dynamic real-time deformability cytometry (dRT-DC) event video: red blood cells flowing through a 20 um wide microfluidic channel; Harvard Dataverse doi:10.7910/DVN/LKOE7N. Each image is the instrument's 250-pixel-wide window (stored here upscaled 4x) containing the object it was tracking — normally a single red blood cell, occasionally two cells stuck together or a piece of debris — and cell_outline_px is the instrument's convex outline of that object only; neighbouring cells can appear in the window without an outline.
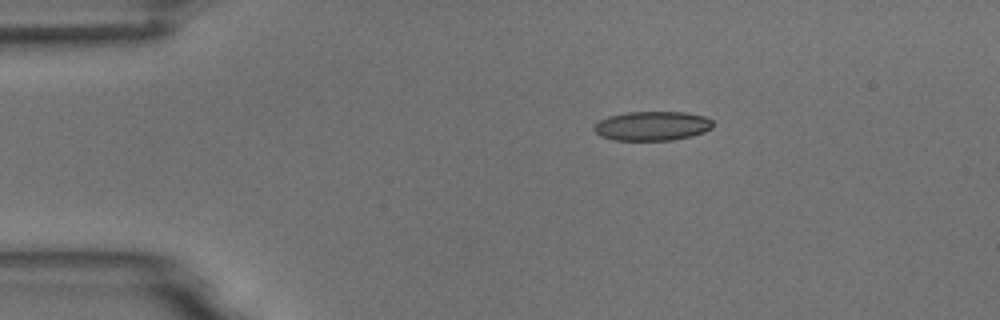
{"species": "common noctule bat (a hibernating species)", "species_latin": "Nyctalus noctula", "temperature_condition": "room temperature", "stored_images_in_passage": 9, "camera_frame_rate_fps": 3000, "um_per_image_px": 0.085, "animal": {"sex": "male", "body_mass_g": 18.8}, "frame": {"image": 1, "passage_image": 1, "time_ms": 0.0, "image_size_px": [1000, 320], "cell_outline_px": [[712, 128], [704, 132], [692, 136], [672, 140], [616, 140], [600, 136], [592, 128], [600, 120], [608, 116], [628, 112], [684, 112], [704, 116], [712, 120]], "centroid_in_image_um": [55.44, 10.7], "position_along_channel_um": 29.6, "area_um2": 20.23}}
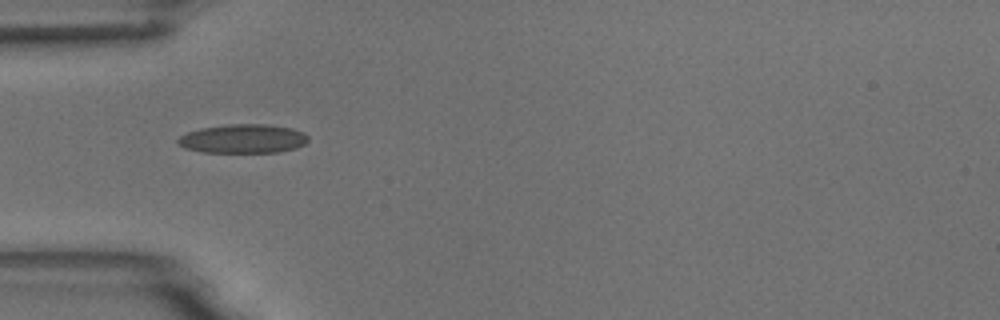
{"frame": {"image": 2, "passage_image": 3, "time_ms": 2.333, "image_size_px": [1000, 320], "cell_outline_px": [[308, 140], [304, 144], [296, 148], [276, 152], [204, 152], [184, 148], [176, 144], [176, 140], [180, 136], [188, 132], [200, 128], [228, 124], [264, 124], [292, 128], [304, 132], [308, 136]], "centroid_in_image_um": [20.64, 11.79], "position_along_channel_um": 64.4, "area_um2": 22.02}}
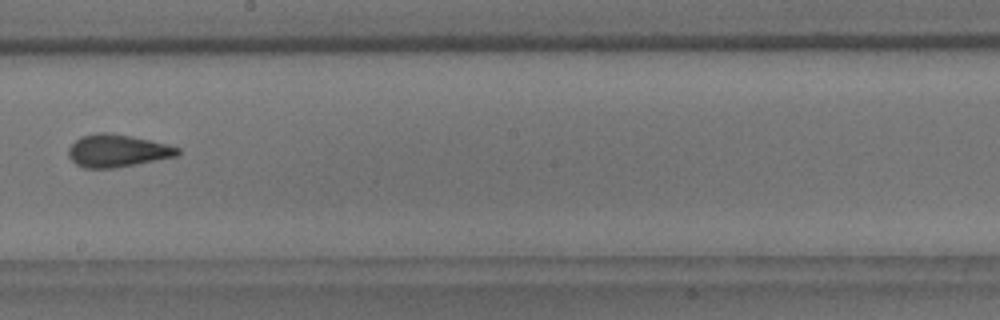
{"frame": {"image": 3, "passage_image": 7, "time_ms": 7.0, "image_size_px": [1000, 320], "cell_outline_px": [[180, 152], [176, 156], [136, 164], [112, 168], [84, 168], [76, 164], [68, 156], [68, 148], [80, 136], [100, 132], [108, 132], [168, 144], [180, 148]], "centroid_in_image_um": [9.94, 12.81], "position_along_channel_um": 238.3, "area_um2": 20.52}}